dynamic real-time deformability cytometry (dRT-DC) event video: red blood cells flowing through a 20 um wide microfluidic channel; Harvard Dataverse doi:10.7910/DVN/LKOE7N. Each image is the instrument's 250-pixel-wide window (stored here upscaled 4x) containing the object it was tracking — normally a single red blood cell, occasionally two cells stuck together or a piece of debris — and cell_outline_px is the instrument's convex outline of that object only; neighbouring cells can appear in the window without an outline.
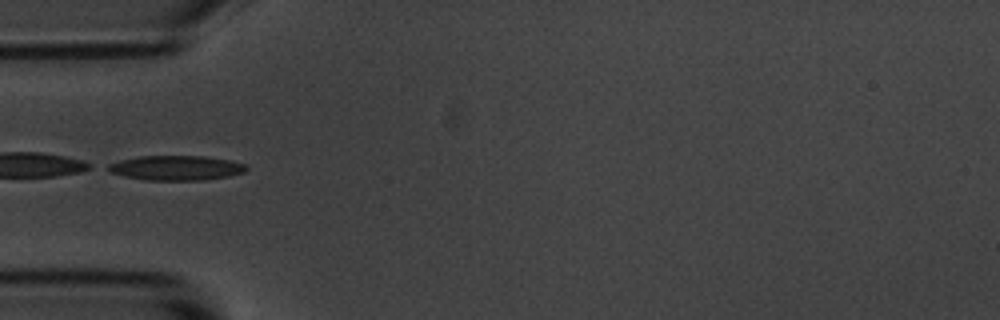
{"species": "common noctule bat (a hibernating species)", "species_latin": "Nyctalus noctula", "temperature_condition": "room temperature", "stored_images_in_passage": 10, "camera_frame_rate_fps": 3000, "um_per_image_px": 0.085, "animal": {"sex": "male", "body_mass_g": 20.1, "forearm_length_mm": 53.5}, "frame": {"image": 1, "passage_image": 1, "time_ms": 0.0, "image_size_px": [1000, 320], "cell_outline_px": [[248, 168], [244, 172], [228, 176], [204, 180], [144, 180], [124, 176], [108, 172], [100, 168], [108, 164], [120, 160], [140, 156], [204, 156], [232, 160], [248, 164]], "centroid_in_image_um": [14.93, 14.27], "position_along_channel_um": 70.1, "area_um2": 20.29}}
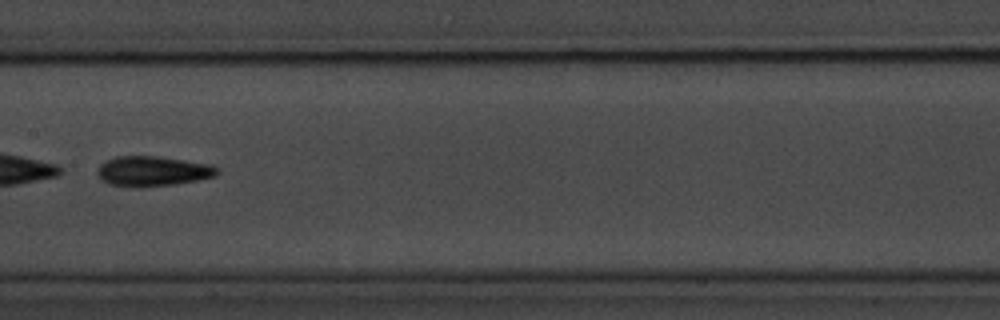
{"frame": {"image": 2, "passage_image": 4, "time_ms": 3.333, "image_size_px": [1000, 320], "cell_outline_px": [[220, 172], [216, 176], [176, 184], [140, 188], [132, 188], [112, 184], [100, 180], [96, 172], [100, 164], [116, 156], [156, 156], [212, 164]], "centroid_in_image_um": [12.96, 14.56], "position_along_channel_um": 194.4, "area_um2": 21.15}, "authors_computed_cell_mechanics": {"area_um2": 20.0855, "velocity_mm_per_s": 3.7074, "shape_relaxation_time_tau1_ms": 2.1831, "shape_relaxation_time_tau2_ms": null, "deformation_change_tau1": 0.1034, "deformation_change_tau2": null}}